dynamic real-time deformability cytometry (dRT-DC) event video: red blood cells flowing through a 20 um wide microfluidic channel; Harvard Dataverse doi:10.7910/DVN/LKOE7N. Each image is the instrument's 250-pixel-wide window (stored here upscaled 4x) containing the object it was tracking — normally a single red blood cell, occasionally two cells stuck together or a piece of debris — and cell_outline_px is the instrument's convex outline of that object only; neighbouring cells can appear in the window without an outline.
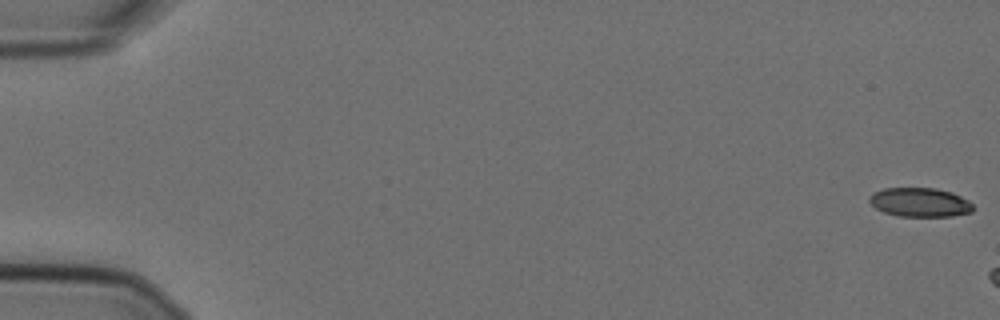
{"species": "Egyptian fruit bat (a non-hibernating species)", "species_latin": "Rousettus aegyptiacus", "temperature_condition": "cold", "stored_images_in_passage": 6, "camera_frame_rate_fps": 3000, "um_per_image_px": 0.085, "animal": {"sex": "female"}, "frame": {"image": 1, "passage_image": 1, "time_ms": 0.0, "image_size_px": [1000, 320], "cell_outline_px": [[972, 212], [952, 216], [900, 216], [884, 212], [876, 208], [868, 200], [868, 196], [872, 192], [884, 188], [936, 188], [952, 192], [968, 200], [972, 204]], "centroid_in_image_um": [78.17, 17.18], "position_along_channel_um": 6.8, "area_um2": 17.57}}